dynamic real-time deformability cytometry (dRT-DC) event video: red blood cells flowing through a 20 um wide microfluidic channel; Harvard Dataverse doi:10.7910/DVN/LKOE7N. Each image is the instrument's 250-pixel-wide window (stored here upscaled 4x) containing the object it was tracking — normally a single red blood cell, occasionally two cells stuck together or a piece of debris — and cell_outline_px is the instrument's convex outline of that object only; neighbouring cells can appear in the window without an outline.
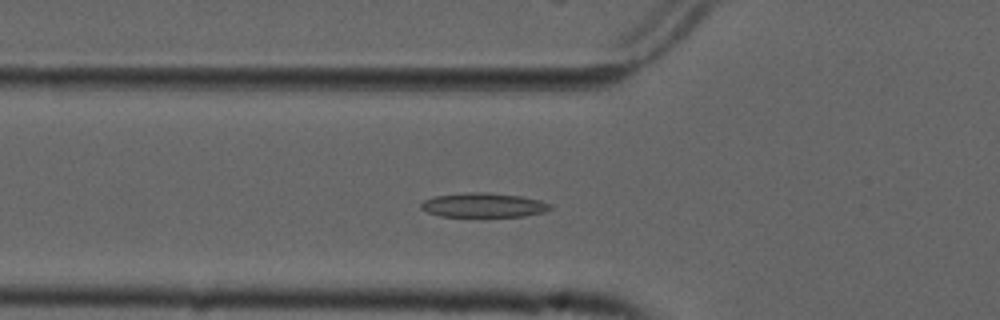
{"species": "common noctule bat (a hibernating species)", "species_latin": "Nyctalus noctula", "temperature_condition": "cold", "stored_images_in_passage": 43, "camera_frame_rate_fps": 3000, "um_per_image_px": 0.085, "animal": {"sex": "male", "forearm_length_mm": 52.5}, "frame": {"image": 1, "passage_image": 6, "time_ms": 1.667, "image_size_px": [1000, 320], "cell_outline_px": [[552, 208], [544, 212], [524, 216], [484, 220], [480, 220], [440, 216], [428, 212], [420, 208], [420, 204], [424, 200], [436, 196], [468, 192], [488, 192], [520, 196], [540, 200], [552, 204]], "centroid_in_image_um": [41.11, 17.5], "position_along_channel_um": 84.7, "area_um2": 19.54}}
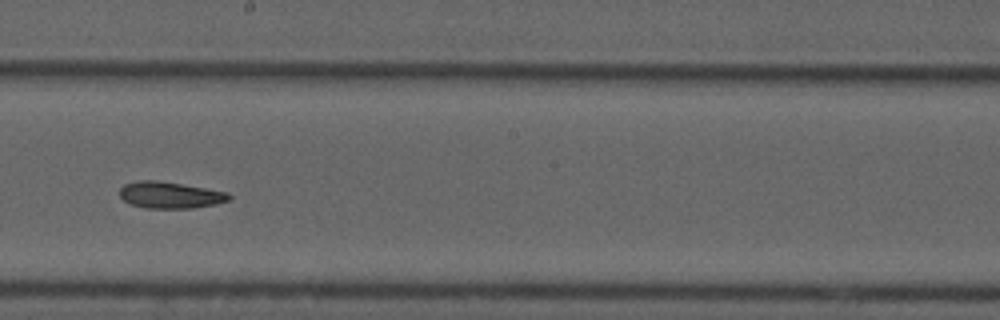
{"frame": {"image": 2, "passage_image": 18, "time_ms": 5.667, "image_size_px": [1000, 320], "cell_outline_px": [[232, 200], [216, 204], [192, 208], [148, 208], [132, 204], [124, 200], [120, 196], [120, 188], [124, 184], [136, 180], [156, 180], [228, 192], [232, 196]], "centroid_in_image_um": [14.48, 16.58], "position_along_channel_um": 233.7, "area_um2": 16.88}}
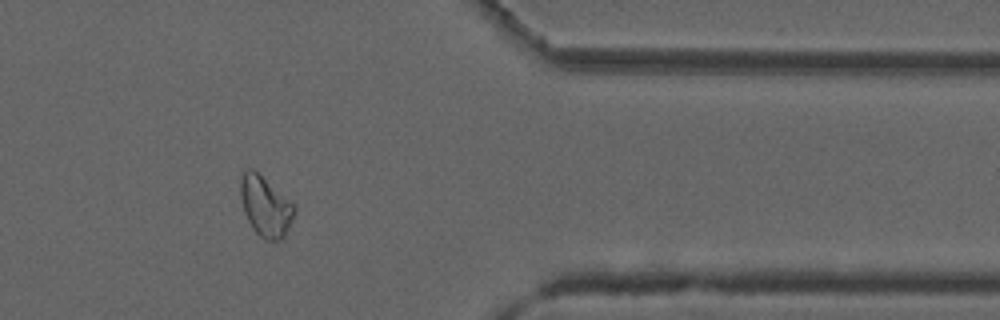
{"frame": {"image": 3, "passage_image": 32, "time_ms": 10.333, "image_size_px": [1000, 320], "cell_outline_px": [[296, 212], [284, 236], [280, 240], [264, 240], [252, 228], [244, 212], [240, 196], [240, 180], [244, 172], [248, 168], [252, 168], [292, 200], [296, 204]], "centroid_in_image_um": [22.58, 17.53], "position_along_channel_um": 388.8, "area_um2": 19.07}, "authors_computed_cell_mechanics": {"area_um2": 18.0914, "velocity_mm_per_s": 3.7107, "shape_relaxation_time_tau1_ms": null, "shape_relaxation_time_tau2_ms": 9.0341, "deformation_change_tau1": null, "deformation_change_tau2": 0.1659}}